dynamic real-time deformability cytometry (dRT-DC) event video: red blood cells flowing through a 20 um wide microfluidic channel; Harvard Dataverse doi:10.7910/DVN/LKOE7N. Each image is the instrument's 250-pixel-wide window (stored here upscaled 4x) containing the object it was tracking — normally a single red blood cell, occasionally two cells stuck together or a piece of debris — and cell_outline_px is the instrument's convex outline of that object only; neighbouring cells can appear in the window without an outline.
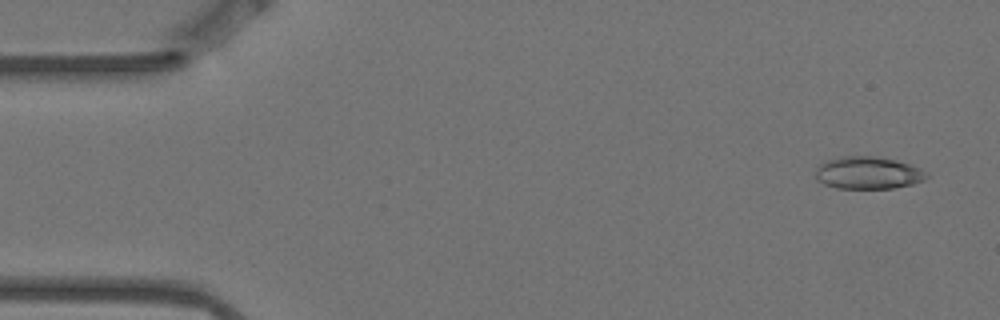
{"species": "Egyptian fruit bat (a non-hibernating species)", "species_latin": "Rousettus aegyptiacus", "temperature_condition": "warm", "stored_images_in_passage": 5, "camera_frame_rate_fps": 3000, "um_per_image_px": 0.085, "animal": {"sex": "female"}, "frame": {"image": 1, "passage_image": 1, "time_ms": 0.0, "image_size_px": [1000, 320], "cell_outline_px": [[928, 176], [924, 180], [912, 184], [892, 188], [836, 188], [824, 184], [816, 180], [816, 168], [820, 164], [828, 160], [840, 156], [872, 156], [896, 160], [920, 168]], "centroid_in_image_um": [73.75, 14.69], "position_along_channel_um": 11.3, "area_um2": 20.81}}
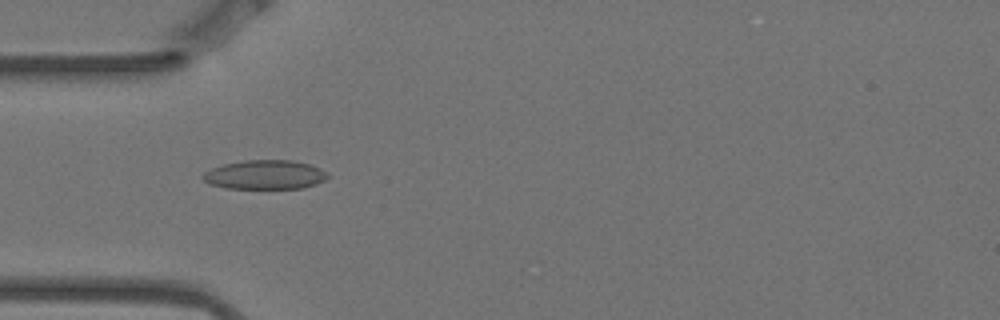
{"frame": {"image": 2, "passage_image": 4, "time_ms": 1.0, "image_size_px": [1000, 320], "cell_outline_px": [[328, 176], [324, 180], [316, 184], [304, 188], [228, 188], [208, 184], [200, 176], [204, 172], [212, 168], [224, 164], [244, 160], [292, 160], [308, 164], [320, 168]], "centroid_in_image_um": [22.48, 14.85], "position_along_channel_um": 62.5, "area_um2": 21.1}}
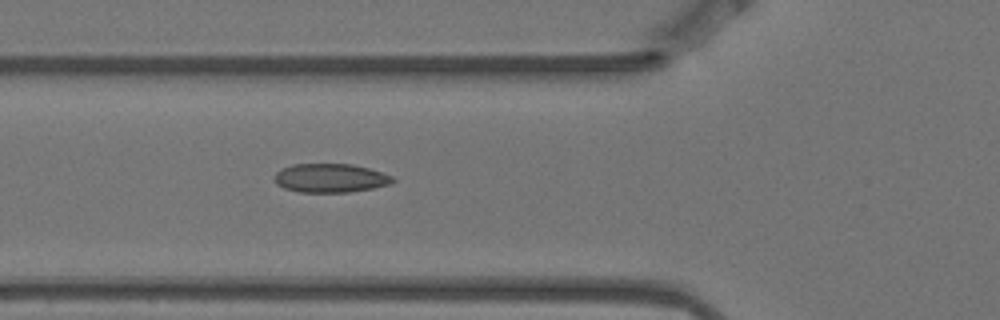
{"frame": {"image": 3, "passage_image": 5, "time_ms": 1.333, "image_size_px": [1000, 320], "cell_outline_px": [[396, 180], [392, 184], [372, 188], [348, 192], [300, 192], [284, 188], [276, 184], [272, 176], [276, 172], [292, 164], [352, 164], [368, 168], [392, 176]], "centroid_in_image_um": [28.06, 15.13], "position_along_channel_um": 97.7, "area_um2": 19.88}}